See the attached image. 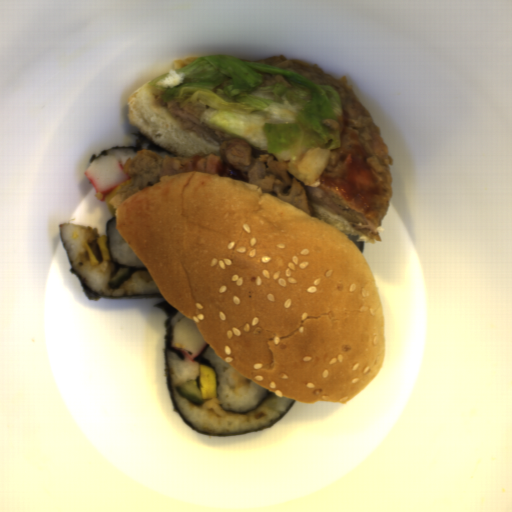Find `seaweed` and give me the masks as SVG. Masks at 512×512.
<instances>
[{"label":"seaweed","instance_id":"seaweed-1","mask_svg":"<svg viewBox=\"0 0 512 512\" xmlns=\"http://www.w3.org/2000/svg\"><path fill=\"white\" fill-rule=\"evenodd\" d=\"M153 306L156 309L163 311L166 315V317L164 319V334H163V362H164V380H165V384H166V388H167L168 397H169V400H170L171 404L173 405L175 411L184 420V422L187 425H189L192 429H194L195 431H197L200 434L225 435L226 436V435L244 434V433H248V432H252V431H256V430H260V429L270 428L271 426H273L274 424L279 422L290 411V409L293 407V405L296 403L297 400L293 399L292 402L290 403V405L287 407V409L277 419H275L272 423H270L264 427H260V428H256V429H252V430H248V431H243V432H239V433L200 432L196 427H194L187 420V418L183 415V413L178 408L175 391H174V387H173V382H172L171 371H170V365H169L170 353L177 354L178 358L186 360L183 353L173 347V328L171 326V317L174 316L179 311L176 308H174L171 304H169L167 301L164 303L155 304Z\"/></svg>","mask_w":512,"mask_h":512},{"label":"seaweed","instance_id":"seaweed-2","mask_svg":"<svg viewBox=\"0 0 512 512\" xmlns=\"http://www.w3.org/2000/svg\"><path fill=\"white\" fill-rule=\"evenodd\" d=\"M59 233H60V240L62 242V245L65 249V252L68 257V261L70 264V268L73 271V273L76 275V277L79 280V283L81 285V288L85 295L87 296L89 301L99 300L101 298H115V299H165L162 293H156V294H150V295H109V294H96L89 286L88 284L80 277L72 259L70 256V253L68 251L65 239L62 234V225L59 226Z\"/></svg>","mask_w":512,"mask_h":512},{"label":"seaweed","instance_id":"seaweed-3","mask_svg":"<svg viewBox=\"0 0 512 512\" xmlns=\"http://www.w3.org/2000/svg\"><path fill=\"white\" fill-rule=\"evenodd\" d=\"M115 221H117L116 214L105 224L107 250H108V253H109L110 258H111V263H114L116 265H119V266H122V267H125V268H128V269L148 270L144 264L143 265L127 264V263H124L122 261L117 260L116 257L113 255L112 249H111L110 235H111L112 225H113V223Z\"/></svg>","mask_w":512,"mask_h":512},{"label":"seaweed","instance_id":"seaweed-4","mask_svg":"<svg viewBox=\"0 0 512 512\" xmlns=\"http://www.w3.org/2000/svg\"><path fill=\"white\" fill-rule=\"evenodd\" d=\"M210 348H211V346L208 343L193 361L196 362L197 364H199L200 366L204 365V366L210 367L214 371L215 384H216V389H217L218 387H220V384H221V376L219 374L217 367L214 365V363L207 358V354H208V351Z\"/></svg>","mask_w":512,"mask_h":512},{"label":"seaweed","instance_id":"seaweed-5","mask_svg":"<svg viewBox=\"0 0 512 512\" xmlns=\"http://www.w3.org/2000/svg\"><path fill=\"white\" fill-rule=\"evenodd\" d=\"M141 150H147L136 146H128V145H117L115 147L109 148L105 151H102L96 155L91 156L88 164L92 163V161L100 156H107L109 153L116 152V151H141ZM148 151V150H147Z\"/></svg>","mask_w":512,"mask_h":512},{"label":"seaweed","instance_id":"seaweed-6","mask_svg":"<svg viewBox=\"0 0 512 512\" xmlns=\"http://www.w3.org/2000/svg\"><path fill=\"white\" fill-rule=\"evenodd\" d=\"M278 395H276L275 393L269 391L266 389V392L265 394L263 395V397L260 399V401L257 403V405L255 406L254 409H251V410H248V411H232V410H229V409H223L225 412H229V413H232V414H241V415H248L249 413H251L252 411L258 409V408H261L263 407V404L264 402L272 399V398H275L277 397Z\"/></svg>","mask_w":512,"mask_h":512}]
</instances>
